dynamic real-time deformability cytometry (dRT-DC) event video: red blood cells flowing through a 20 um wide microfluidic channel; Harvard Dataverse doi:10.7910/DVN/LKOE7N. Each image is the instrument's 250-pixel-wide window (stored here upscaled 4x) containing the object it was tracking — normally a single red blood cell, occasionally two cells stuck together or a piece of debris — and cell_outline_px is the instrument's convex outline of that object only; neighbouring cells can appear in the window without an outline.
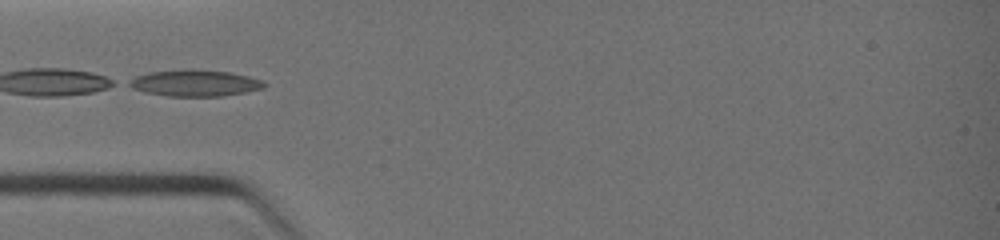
{"species": "common noctule bat (a hibernating species)", "species_latin": "Nyctalus noctula", "temperature_condition": "warm", "stored_images_in_passage": 8, "camera_frame_rate_fps": 3000, "um_per_image_px": 0.085, "animal": {"sex": "female", "body_mass_g": 19.0, "forearm_length_mm": 51.5}, "frame": {"image": 1, "passage_image": 6, "time_ms": 3.667, "image_size_px": [1000, 240], "cell_outline_px": [[268, 84], [264, 88], [244, 92], [220, 96], [168, 96], [148, 92], [132, 88], [124, 84], [128, 80], [136, 76], [148, 72], [184, 68], [192, 68], [232, 72], [264, 80]], "centroid_in_image_um": [16.56, 7.03], "position_along_channel_um": 68.4, "area_um2": 21.21}}